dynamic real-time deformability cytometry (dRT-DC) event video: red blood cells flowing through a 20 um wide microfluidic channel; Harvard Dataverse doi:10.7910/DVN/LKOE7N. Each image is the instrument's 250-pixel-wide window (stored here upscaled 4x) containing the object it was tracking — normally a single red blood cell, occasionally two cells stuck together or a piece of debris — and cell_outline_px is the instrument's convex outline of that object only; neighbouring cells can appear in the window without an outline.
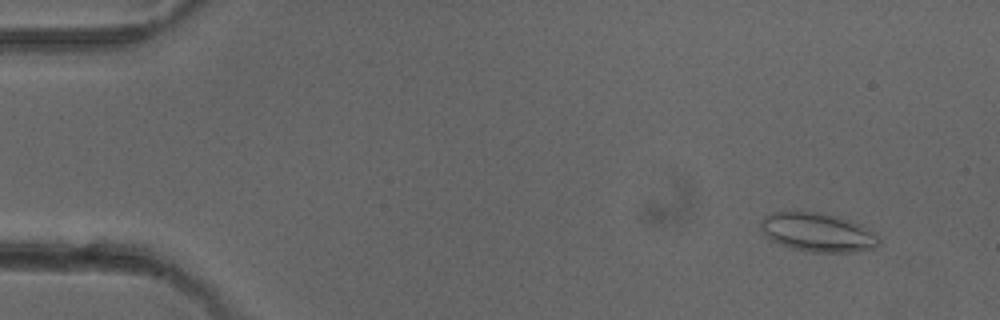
{"species": "common noctule bat (a hibernating species)", "species_latin": "Nyctalus noctula", "temperature_condition": "cold", "stored_images_in_passage": 4, "camera_frame_rate_fps": 3000, "um_per_image_px": 0.085, "animal": {"sex": "female"}, "frame": {"image": 1, "passage_image": 1, "time_ms": 0.0, "image_size_px": [1000, 320], "cell_outline_px": [[880, 244], [876, 248], [856, 252], [812, 252], [792, 248], [780, 244], [772, 240], [760, 228], [760, 220], [764, 216], [772, 212], [792, 208], [820, 212], [852, 220], [876, 232], [880, 236]], "centroid_in_image_um": [69.52, 19.7], "position_along_channel_um": 15.5, "area_um2": 27.69}}